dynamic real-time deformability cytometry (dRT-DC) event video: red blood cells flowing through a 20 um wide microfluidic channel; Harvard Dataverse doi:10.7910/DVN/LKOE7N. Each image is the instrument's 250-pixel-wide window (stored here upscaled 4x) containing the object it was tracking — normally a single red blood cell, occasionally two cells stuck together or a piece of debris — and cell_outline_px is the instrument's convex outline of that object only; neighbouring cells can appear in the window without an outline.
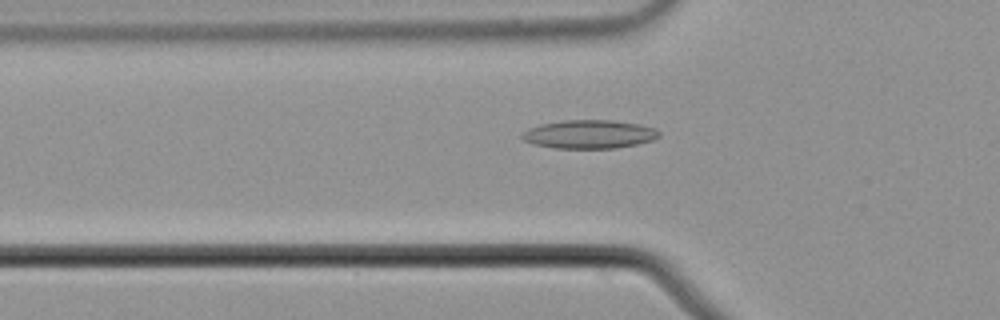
{"species": "common noctule bat (a hibernating species)", "species_latin": "Nyctalus noctula", "temperature_condition": "cold", "stored_images_in_passage": 55, "camera_frame_rate_fps": 3000, "um_per_image_px": 0.085, "animal": {"sex": "male", "body_mass_g": 21.5, "forearm_length_mm": 52.0}, "frame": {"image": 1, "passage_image": 19, "time_ms": 6.0, "image_size_px": [1000, 320], "cell_outline_px": [[660, 136], [652, 140], [636, 144], [616, 148], [552, 148], [532, 144], [524, 140], [520, 136], [528, 128], [540, 124], [564, 120], [612, 120], [640, 124], [656, 128], [660, 132]], "centroid_in_image_um": [50.08, 11.41], "position_along_channel_um": 75.7, "area_um2": 22.89}}
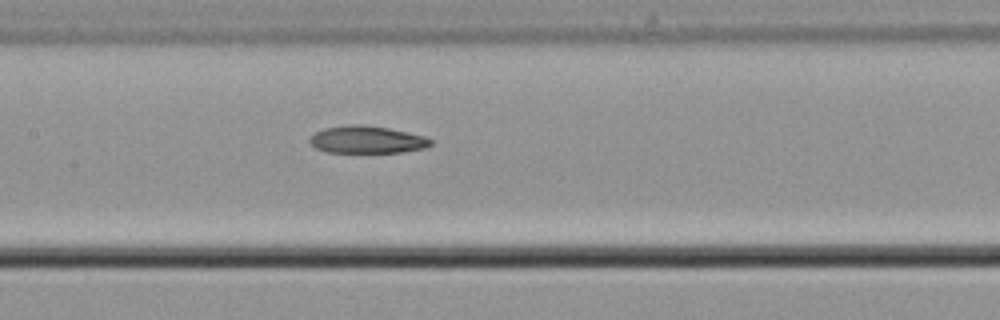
{"frame": {"image": 2, "passage_image": 27, "time_ms": 8.667, "image_size_px": [1000, 320], "cell_outline_px": [[432, 144], [424, 148], [404, 152], [328, 152], [316, 148], [308, 140], [316, 132], [324, 128], [352, 124], [364, 124], [388, 128], [408, 132], [424, 136], [432, 140]], "centroid_in_image_um": [31.21, 11.86], "position_along_channel_um": 176.2, "area_um2": 19.19}}
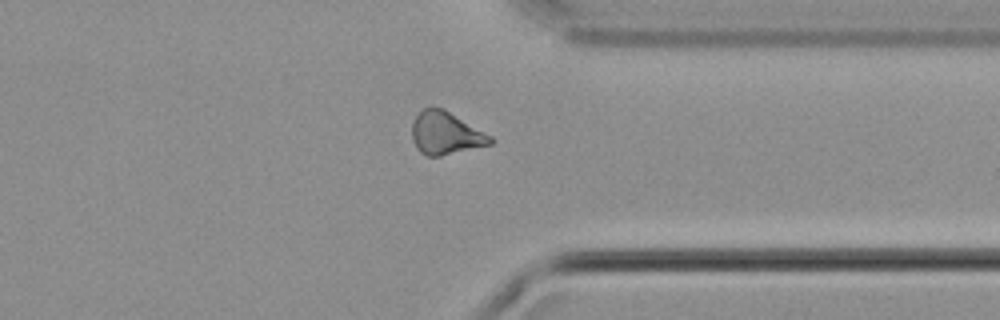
{"frame": {"image": 3, "passage_image": 43, "time_ms": 14.0, "image_size_px": [1000, 320], "cell_outline_px": [[496, 140], [492, 144], [440, 156], [428, 156], [420, 152], [416, 148], [412, 140], [412, 124], [416, 116], [424, 108], [444, 108], [492, 136]], "centroid_in_image_um": [37.9, 11.33], "position_along_channel_um": 373.5, "area_um2": 19.54}}